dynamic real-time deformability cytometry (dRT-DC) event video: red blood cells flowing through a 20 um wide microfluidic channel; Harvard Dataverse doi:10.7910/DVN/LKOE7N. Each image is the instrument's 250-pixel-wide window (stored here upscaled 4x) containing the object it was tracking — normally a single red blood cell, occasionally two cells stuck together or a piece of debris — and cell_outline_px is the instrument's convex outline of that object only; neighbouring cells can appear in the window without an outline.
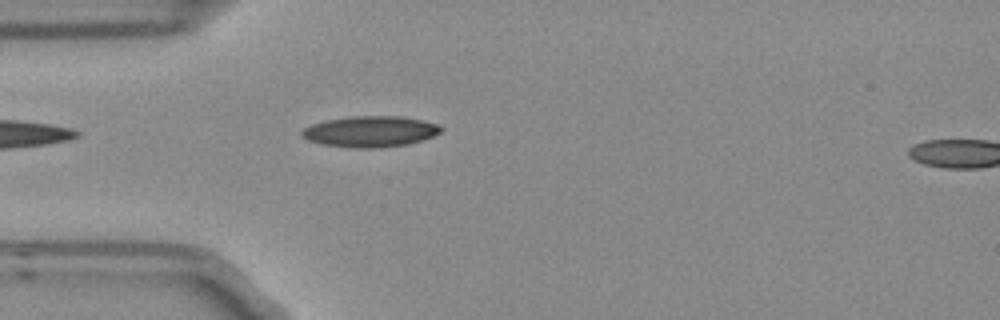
{"species": "Egyptian fruit bat (a non-hibernating species)", "species_latin": "Rousettus aegyptiacus", "temperature_condition": "room temperature", "stored_images_in_passage": 5, "segment_of_instrument_passage": [1, 2], "camera_frame_rate_fps": 3000, "um_per_image_px": 0.085, "frame": {"image": 1, "passage_image": 4, "time_ms": 1.0, "image_size_px": [1000, 320], "cell_outline_px": [[444, 128], [440, 132], [432, 136], [408, 144], [380, 148], [352, 148], [320, 144], [308, 140], [300, 136], [300, 132], [304, 128], [312, 124], [328, 120], [352, 116], [400, 116], [420, 120], [436, 124]], "centroid_in_image_um": [31.43, 11.19], "position_along_channel_um": 53.6, "area_um2": 25.03}}